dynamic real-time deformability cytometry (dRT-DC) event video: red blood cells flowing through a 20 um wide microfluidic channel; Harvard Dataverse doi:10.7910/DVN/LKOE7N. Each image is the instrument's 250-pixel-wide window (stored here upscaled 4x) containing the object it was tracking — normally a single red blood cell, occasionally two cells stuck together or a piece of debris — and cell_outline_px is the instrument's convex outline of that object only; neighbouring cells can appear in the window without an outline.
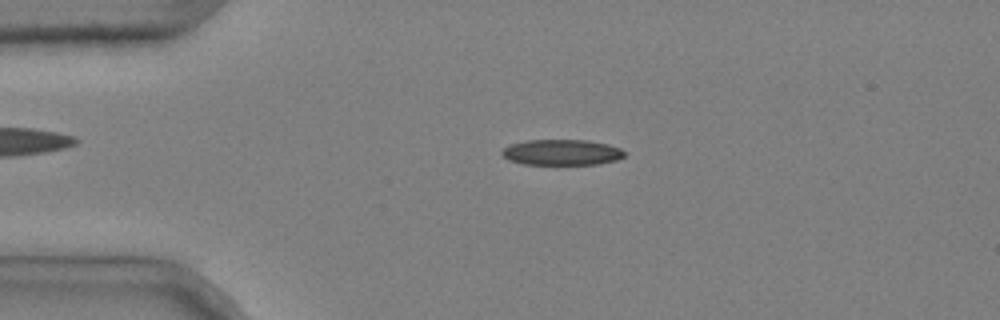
{"species": "common noctule bat (a hibernating species)", "species_latin": "Nyctalus noctula", "temperature_condition": "cold", "stored_images_in_passage": 5, "camera_frame_rate_fps": 3000, "um_per_image_px": 0.085, "animal": {"sex": "male", "body_mass_g": 20.4}, "frame": {"image": 1, "passage_image": 4, "time_ms": 1.0, "image_size_px": [1000, 320], "cell_outline_px": [[624, 156], [616, 160], [600, 164], [524, 164], [508, 160], [500, 152], [504, 148], [512, 144], [524, 140], [588, 140], [608, 144], [620, 148], [624, 152]], "centroid_in_image_um": [47.75, 12.94], "position_along_channel_um": 37.3, "area_um2": 18.32}}
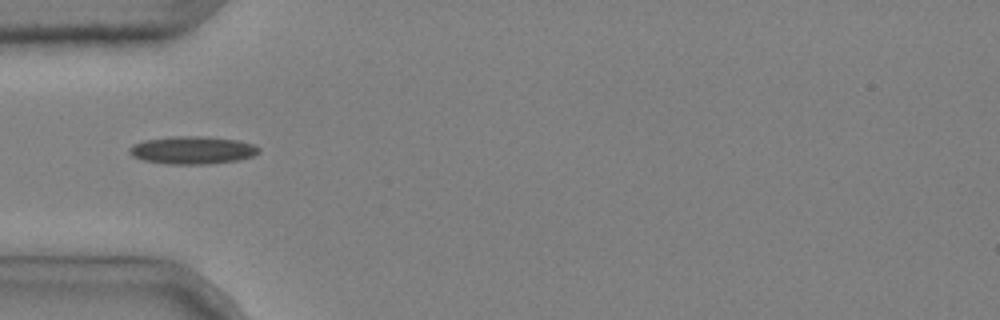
{"frame": {"image": 2, "passage_image": 5, "time_ms": 1.333, "image_size_px": [1000, 320], "cell_outline_px": [[260, 152], [252, 156], [240, 160], [208, 164], [168, 164], [144, 160], [132, 156], [128, 152], [128, 148], [132, 144], [144, 140], [172, 136], [204, 136], [236, 140], [252, 144], [260, 148]], "centroid_in_image_um": [16.33, 12.76], "position_along_channel_um": 68.7, "area_um2": 21.04}}